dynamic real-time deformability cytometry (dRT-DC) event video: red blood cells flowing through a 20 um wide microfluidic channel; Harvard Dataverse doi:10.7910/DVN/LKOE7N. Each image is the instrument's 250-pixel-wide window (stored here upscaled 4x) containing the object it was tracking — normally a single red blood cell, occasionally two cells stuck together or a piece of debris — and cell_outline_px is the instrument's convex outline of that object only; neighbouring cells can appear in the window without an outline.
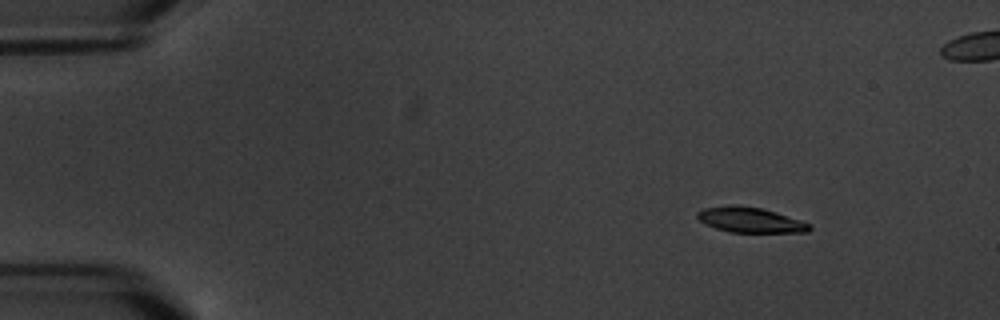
{"species": "common noctule bat (a hibernating species)", "species_latin": "Nyctalus noctula", "temperature_condition": "warm", "stored_images_in_passage": 5, "camera_frame_rate_fps": 3000, "um_per_image_px": 0.085, "animal": {"sex": "male", "body_mass_g": 20.1, "forearm_length_mm": 53.5}, "frame": {"image": 1, "passage_image": 2, "time_ms": 1.0, "image_size_px": [1000, 320], "cell_outline_px": [[812, 228], [808, 232], [728, 232], [716, 228], [700, 220], [696, 216], [696, 212], [704, 208], [736, 204], [760, 208], [776, 212], [812, 224]], "centroid_in_image_um": [63.79, 18.69], "position_along_channel_um": 21.2, "area_um2": 16.42}}